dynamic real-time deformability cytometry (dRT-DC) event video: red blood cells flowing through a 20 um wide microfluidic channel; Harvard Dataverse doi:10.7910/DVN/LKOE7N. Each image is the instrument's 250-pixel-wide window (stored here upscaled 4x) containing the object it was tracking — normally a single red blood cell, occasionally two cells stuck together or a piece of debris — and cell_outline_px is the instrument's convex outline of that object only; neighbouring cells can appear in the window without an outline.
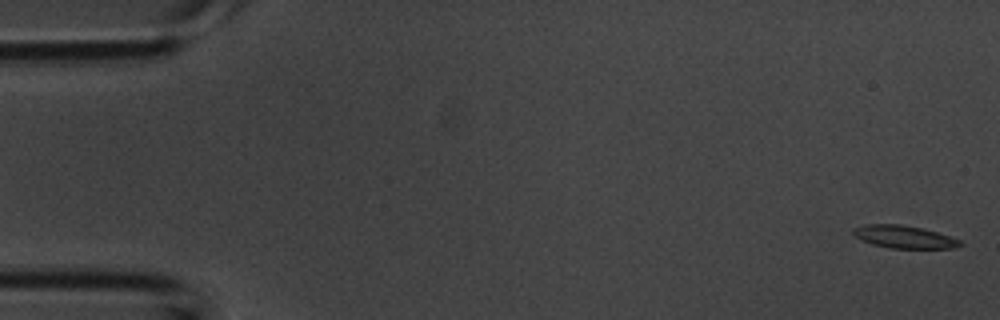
{"species": "common noctule bat (a hibernating species)", "species_latin": "Nyctalus noctula", "temperature_condition": "room temperature", "stored_images_in_passage": 44, "segment_of_instrument_passage": [1, 2], "camera_frame_rate_fps": 3000, "um_per_image_px": 0.085, "animal": {"sex": "male", "body_mass_g": 20.1, "forearm_length_mm": 53.5}, "frame": {"image": 1, "passage_image": 1, "time_ms": 0.0, "image_size_px": [1000, 320], "cell_outline_px": [[964, 244], [952, 248], [892, 248], [872, 244], [860, 240], [852, 232], [852, 228], [864, 224], [900, 224], [924, 228], [960, 240]], "centroid_in_image_um": [76.81, 20.12], "position_along_channel_um": 8.2, "area_um2": 14.1}}
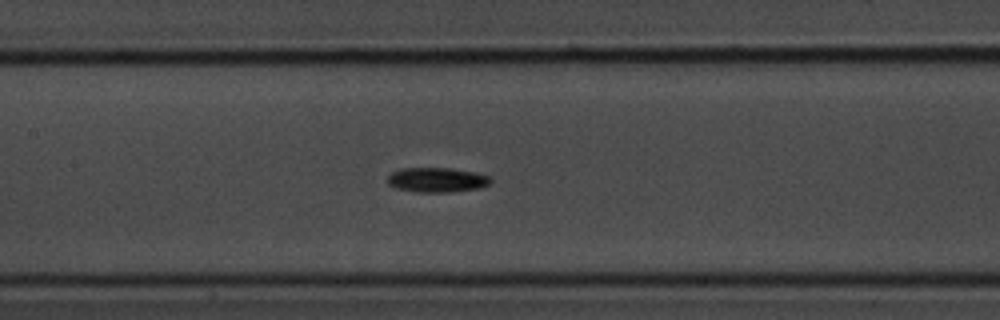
{"frame": {"image": 2, "passage_image": 20, "time_ms": 6.333, "image_size_px": [1000, 320], "cell_outline_px": [[492, 184], [480, 188], [448, 192], [416, 192], [396, 188], [388, 184], [388, 176], [392, 172], [400, 168], [448, 168], [472, 172], [488, 176], [492, 180]], "centroid_in_image_um": [37.13, 15.29], "position_along_channel_um": 170.3, "area_um2": 14.8}}
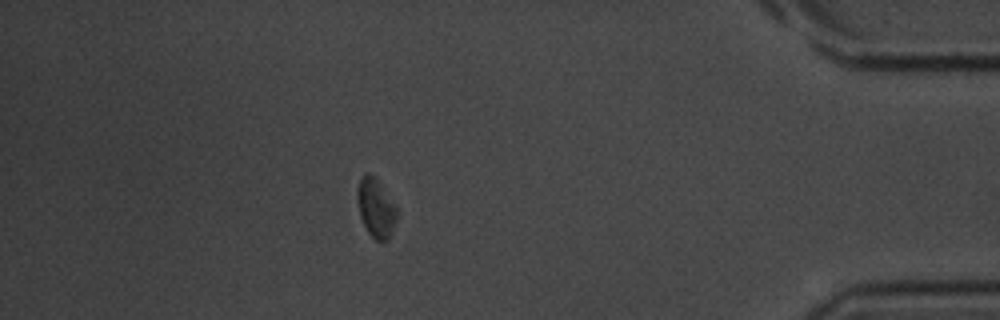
{"frame": {"image": 3, "passage_image": 38, "time_ms": 12.333, "image_size_px": [1000, 320], "cell_outline_px": [[396, 220], [388, 240], [376, 240], [368, 232], [360, 216], [356, 196], [356, 188], [360, 176], [368, 172], [380, 184], [396, 208]], "centroid_in_image_um": [31.9, 17.66], "position_along_channel_um": 403.3, "area_um2": 13.24}}